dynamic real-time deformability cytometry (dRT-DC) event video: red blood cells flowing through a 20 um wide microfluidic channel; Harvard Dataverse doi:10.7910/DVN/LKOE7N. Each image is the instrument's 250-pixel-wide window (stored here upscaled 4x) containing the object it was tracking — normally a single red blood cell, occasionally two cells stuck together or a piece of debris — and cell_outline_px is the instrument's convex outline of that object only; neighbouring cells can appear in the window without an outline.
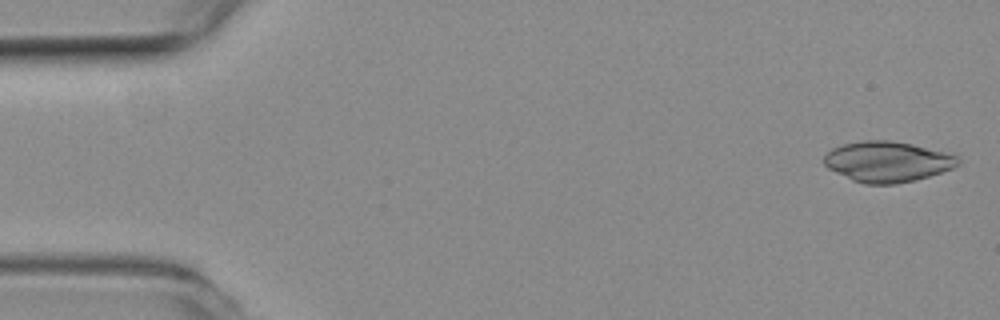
{"species": "common noctule bat (a hibernating species)", "species_latin": "Nyctalus noctula", "temperature_condition": "room temperature", "stored_images_in_passage": 56, "camera_frame_rate_fps": 3000, "um_per_image_px": 0.085, "animal": {"sex": "female", "body_mass_g": 19.3, "forearm_length_mm": 54.1}, "frame": {"image": 1, "passage_image": 2, "time_ms": 0.333, "image_size_px": [1000, 320], "cell_outline_px": [[960, 164], [952, 168], [916, 180], [896, 184], [864, 184], [852, 180], [828, 168], [824, 164], [824, 156], [832, 148], [844, 144], [868, 140], [888, 140], [912, 144], [960, 156]], "centroid_in_image_um": [75.44, 13.75], "position_along_channel_um": 9.6, "area_um2": 31.5}}